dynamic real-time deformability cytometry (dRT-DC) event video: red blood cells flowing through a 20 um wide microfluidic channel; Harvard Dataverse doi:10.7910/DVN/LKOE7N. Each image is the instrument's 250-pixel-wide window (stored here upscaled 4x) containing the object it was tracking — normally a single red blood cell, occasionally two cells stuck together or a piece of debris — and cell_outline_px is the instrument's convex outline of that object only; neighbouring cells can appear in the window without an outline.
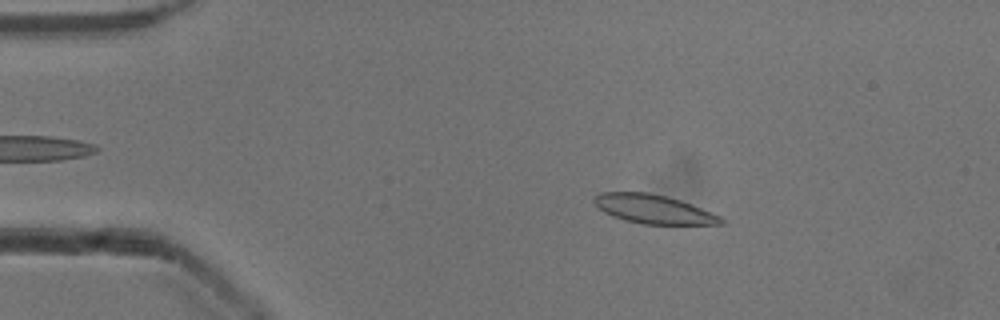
{"species": "common noctule bat (a hibernating species)", "species_latin": "Nyctalus noctula", "temperature_condition": "cold", "stored_images_in_passage": 52, "camera_frame_rate_fps": 3000, "um_per_image_px": 0.085, "animal": {"sex": "male", "body_mass_g": 13.3}, "frame": {"image": 1, "passage_image": 9, "time_ms": 2.667, "image_size_px": [1000, 320], "cell_outline_px": [[724, 224], [640, 224], [624, 220], [612, 216], [604, 212], [592, 200], [600, 192], [648, 192], [680, 200], [692, 204], [712, 212], [720, 216], [724, 220]], "centroid_in_image_um": [55.55, 17.78], "position_along_channel_um": 29.4, "area_um2": 21.27}}
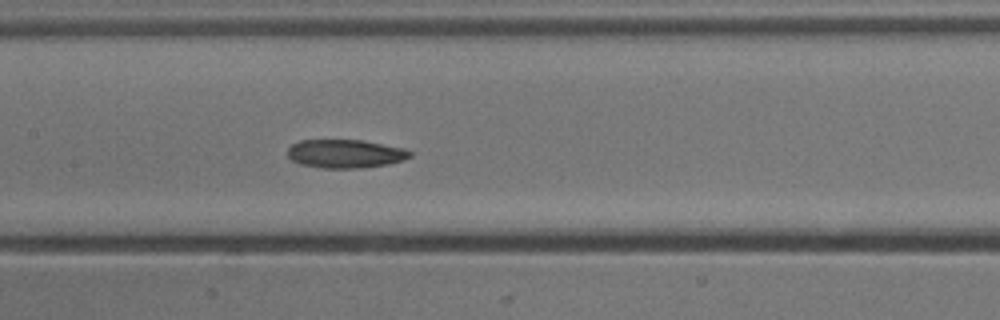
{"frame": {"image": 2, "passage_image": 25, "time_ms": 8.0, "image_size_px": [1000, 320], "cell_outline_px": [[412, 156], [404, 160], [388, 164], [360, 168], [324, 168], [300, 164], [292, 160], [288, 156], [288, 148], [292, 144], [300, 140], [360, 140], [400, 148], [412, 152]], "centroid_in_image_um": [29.32, 13.07], "position_along_channel_um": 178.1, "area_um2": 20.11}}
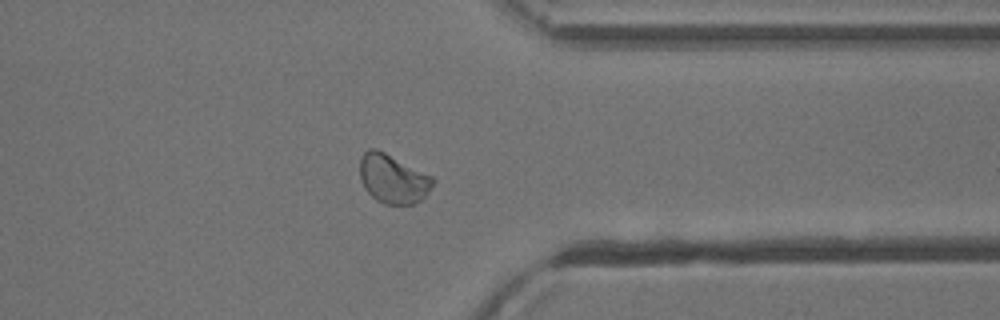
{"frame": {"image": 3, "passage_image": 41, "time_ms": 13.333, "image_size_px": [1000, 320], "cell_outline_px": [[436, 180], [428, 192], [420, 200], [412, 204], [384, 204], [376, 200], [364, 188], [360, 180], [360, 156], [368, 148], [376, 148], [432, 176]], "centroid_in_image_um": [33.37, 15.19], "position_along_channel_um": 378.0, "area_um2": 20.81}, "authors_computed_cell_mechanics": {"area_um2": 21.097, "velocity_mm_per_s": 3.8845, "shape_relaxation_time_tau1_ms": 10.6097, "shape_relaxation_time_tau2_ms": 3.7725, "deformation_change_tau1": 0.1922, "deformation_change_tau2": 0.0725}}